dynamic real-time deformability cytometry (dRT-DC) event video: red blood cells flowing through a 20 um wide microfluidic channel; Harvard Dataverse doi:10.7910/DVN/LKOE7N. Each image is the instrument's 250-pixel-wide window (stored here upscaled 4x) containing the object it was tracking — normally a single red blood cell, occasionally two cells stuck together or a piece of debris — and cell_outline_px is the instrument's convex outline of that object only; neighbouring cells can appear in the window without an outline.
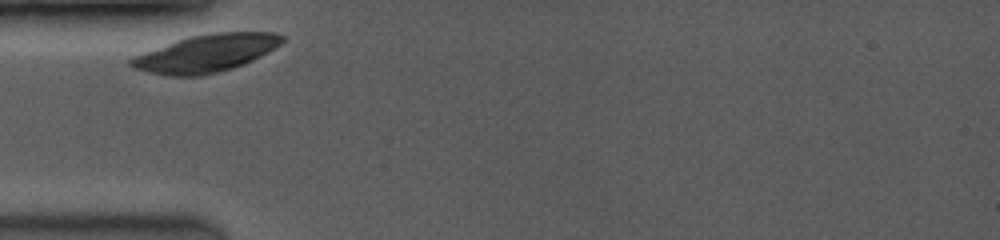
{"species": "common noctule bat (a hibernating species)", "species_latin": "Nyctalus noctula", "temperature_condition": "room temperature", "stored_images_in_passage": 5, "camera_frame_rate_fps": 3500, "um_per_image_px": 0.085, "animal": {"sex": "female", "body_mass_g": 19.0, "forearm_length_mm": 53.3}, "frame": {"image": 1, "passage_image": 1, "time_ms": 0.0, "image_size_px": [1000, 240], "cell_outline_px": [[284, 40], [280, 44], [268, 52], [244, 64], [232, 68], [200, 76], [168, 76], [148, 72], [132, 68], [128, 64], [128, 60], [132, 56], [176, 40], [188, 36], [212, 32], [276, 32], [284, 36]], "centroid_in_image_um": [17.48, 4.52], "position_along_channel_um": 67.5, "area_um2": 33.18}}